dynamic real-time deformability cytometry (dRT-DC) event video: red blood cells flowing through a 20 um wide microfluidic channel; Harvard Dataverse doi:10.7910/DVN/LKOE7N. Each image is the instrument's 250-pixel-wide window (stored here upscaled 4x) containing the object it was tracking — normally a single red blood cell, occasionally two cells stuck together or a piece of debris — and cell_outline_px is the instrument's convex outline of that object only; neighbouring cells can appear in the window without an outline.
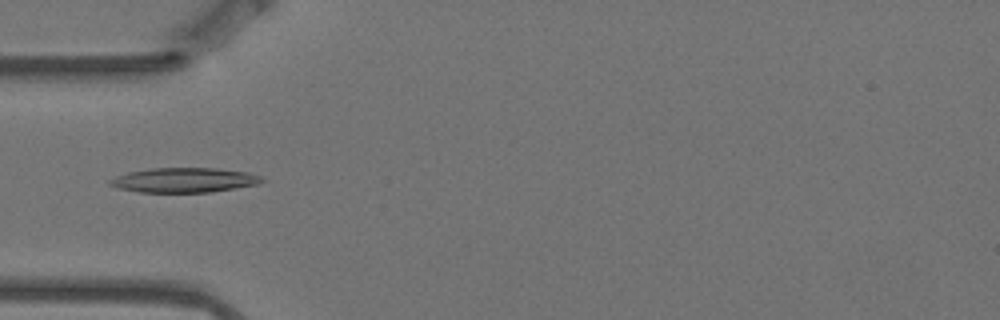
{"species": "Egyptian fruit bat (a non-hibernating species)", "species_latin": "Rousettus aegyptiacus", "temperature_condition": "warm", "stored_images_in_passage": 5, "camera_frame_rate_fps": 3000, "um_per_image_px": 0.085, "animal": {"sex": "female"}, "frame": {"image": 1, "passage_image": 1, "time_ms": 0.0, "image_size_px": [1000, 320], "cell_outline_px": [[264, 180], [260, 184], [208, 192], [140, 192], [116, 188], [108, 184], [108, 180], [116, 176], [128, 172], [152, 168], [216, 168], [248, 172], [260, 176]], "centroid_in_image_um": [15.63, 15.3], "position_along_channel_um": 69.4, "area_um2": 21.85}}
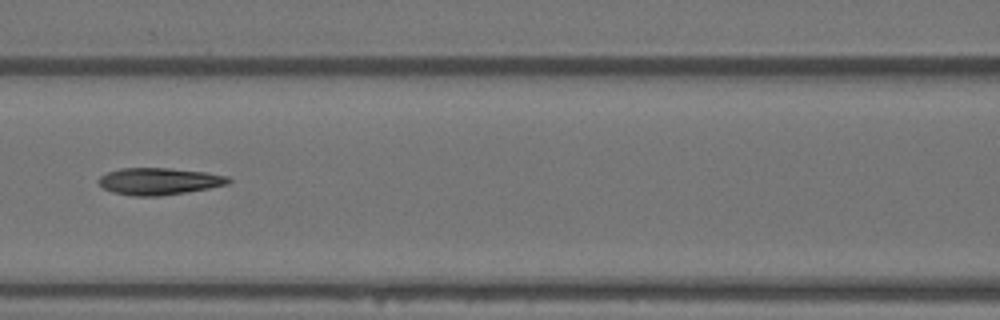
{"frame": {"image": 2, "passage_image": 3, "time_ms": 0.667, "image_size_px": [1000, 320], "cell_outline_px": [[232, 180], [228, 184], [208, 188], [160, 196], [132, 196], [112, 192], [104, 188], [96, 180], [100, 176], [108, 172], [120, 168], [168, 168], [204, 172], [228, 176]], "centroid_in_image_um": [13.49, 15.41], "position_along_channel_um": 153.1, "area_um2": 20.29}}
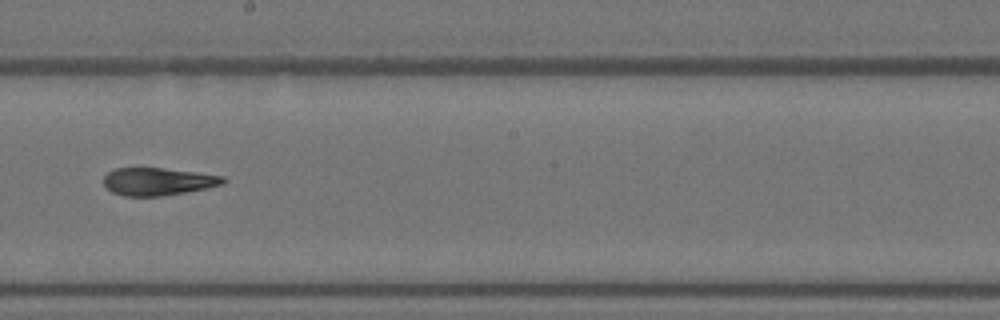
{"frame": {"image": 3, "passage_image": 5, "time_ms": 1.333, "image_size_px": [1000, 320], "cell_outline_px": [[228, 180], [224, 184], [184, 192], [160, 196], [124, 196], [112, 192], [104, 184], [104, 176], [108, 172], [116, 168], [164, 168], [224, 176]], "centroid_in_image_um": [13.42, 15.42], "position_along_channel_um": 234.8, "area_um2": 19.07}}